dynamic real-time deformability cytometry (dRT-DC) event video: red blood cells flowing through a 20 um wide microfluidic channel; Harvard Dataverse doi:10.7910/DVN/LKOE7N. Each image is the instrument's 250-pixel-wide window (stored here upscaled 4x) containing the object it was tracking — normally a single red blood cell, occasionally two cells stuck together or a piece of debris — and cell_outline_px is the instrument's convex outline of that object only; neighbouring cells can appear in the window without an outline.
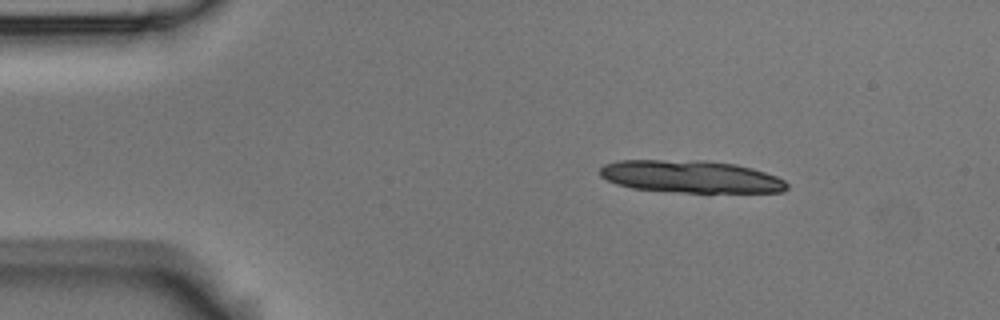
{"species": "Egyptian fruit bat (a non-hibernating species)", "species_latin": "Rousettus aegyptiacus", "temperature_condition": "room temperature", "stored_images_in_passage": 10, "camera_frame_rate_fps": 3000, "um_per_image_px": 0.085, "animal": {"sex": "male"}, "frame": {"image": 1, "passage_image": 2, "time_ms": 0.333, "image_size_px": [1000, 320], "cell_outline_px": [[788, 188], [784, 192], [680, 192], [632, 188], [616, 184], [600, 176], [600, 168], [604, 164], [616, 160], [708, 160], [736, 164], [752, 168], [776, 176], [784, 180], [788, 184]], "centroid_in_image_um": [58.71, 15.0], "position_along_channel_um": 26.3, "area_um2": 35.43}}
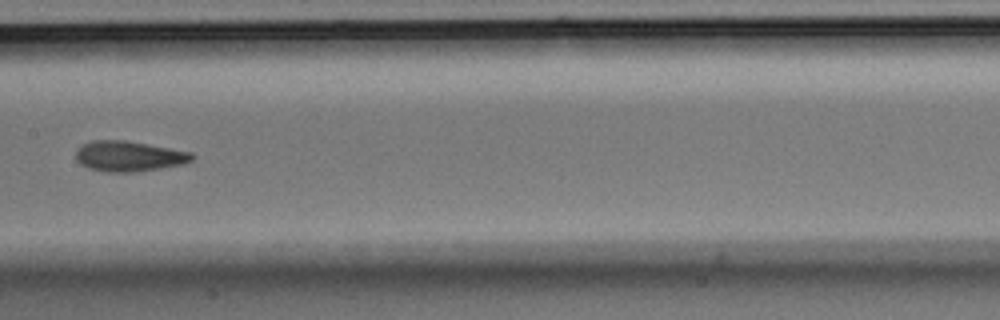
{"frame": {"image": 2, "passage_image": 7, "time_ms": 2.0, "image_size_px": [1000, 320], "cell_outline_px": [[196, 156], [192, 160], [184, 164], [136, 172], [108, 172], [88, 168], [80, 164], [76, 160], [76, 152], [84, 144], [92, 140], [124, 140], [192, 152]], "centroid_in_image_um": [10.98, 13.28], "position_along_channel_um": 196.4, "area_um2": 20.52}}
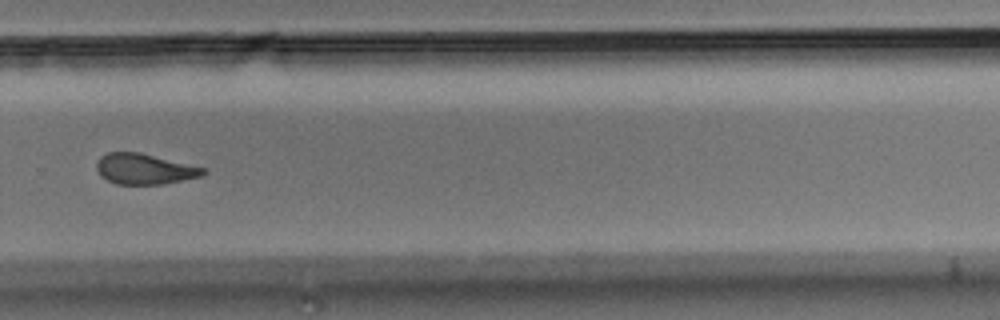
{"frame": {"image": 3, "passage_image": 10, "time_ms": 3.0, "image_size_px": [1000, 320], "cell_outline_px": [[208, 172], [200, 176], [160, 184], [116, 184], [100, 176], [96, 168], [96, 164], [100, 156], [108, 152], [140, 152], [204, 168]], "centroid_in_image_um": [12.23, 14.35], "position_along_channel_um": 317.6, "area_um2": 18.79}}